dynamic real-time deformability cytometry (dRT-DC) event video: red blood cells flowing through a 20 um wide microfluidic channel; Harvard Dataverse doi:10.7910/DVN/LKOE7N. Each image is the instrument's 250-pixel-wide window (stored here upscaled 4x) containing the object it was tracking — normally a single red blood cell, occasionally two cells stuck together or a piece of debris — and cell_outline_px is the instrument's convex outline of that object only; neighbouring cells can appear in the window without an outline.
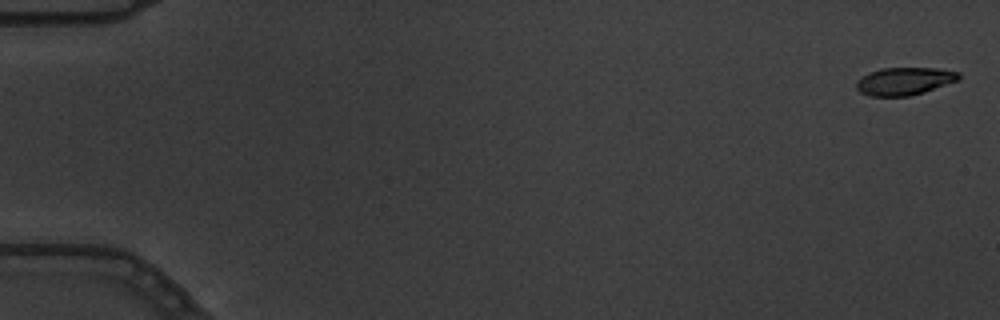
{"species": "common noctule bat (a hibernating species)", "species_latin": "Nyctalus noctula", "temperature_condition": "warm", "stored_images_in_passage": 6, "camera_frame_rate_fps": 3000, "um_per_image_px": 0.085, "animal": {"sex": "male", "body_mass_g": 19.5, "forearm_length_mm": 54.6}, "frame": {"image": 1, "passage_image": 1, "time_ms": 0.0, "image_size_px": [1000, 320], "cell_outline_px": [[960, 80], [924, 92], [908, 96], [872, 96], [860, 92], [856, 88], [856, 80], [868, 72], [880, 68], [936, 68], [960, 72]], "centroid_in_image_um": [76.87, 6.89], "position_along_channel_um": 8.1, "area_um2": 16.65}}
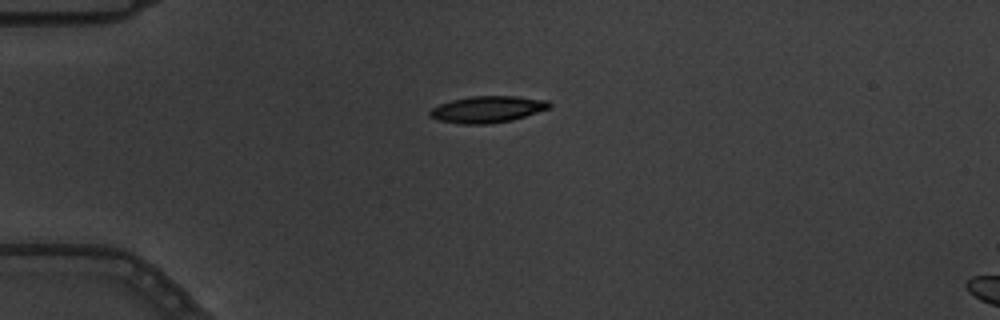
{"frame": {"image": 2, "passage_image": 4, "time_ms": 1.0, "image_size_px": [1000, 320], "cell_outline_px": [[552, 104], [548, 108], [512, 120], [488, 124], [460, 124], [440, 120], [428, 116], [428, 112], [432, 108], [440, 104], [452, 100], [472, 96], [516, 96], [548, 100]], "centroid_in_image_um": [41.41, 9.29], "position_along_channel_um": 43.6, "area_um2": 18.38}}